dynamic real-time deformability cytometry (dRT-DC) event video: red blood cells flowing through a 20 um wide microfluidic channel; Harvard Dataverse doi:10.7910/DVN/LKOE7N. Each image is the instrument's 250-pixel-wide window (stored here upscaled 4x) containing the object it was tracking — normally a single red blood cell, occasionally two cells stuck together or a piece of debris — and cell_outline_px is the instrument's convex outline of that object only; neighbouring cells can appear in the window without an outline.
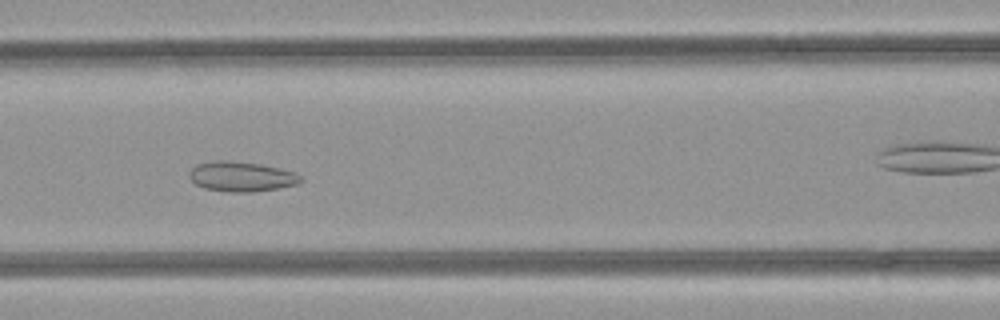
{"species": "common noctule bat (a hibernating species)", "species_latin": "Nyctalus noctula", "temperature_condition": "room temperature", "stored_images_in_passage": 51, "camera_frame_rate_fps": 3000, "um_per_image_px": 0.085, "animal": {"sex": "female", "body_mass_g": 21.9}, "frame": {"image": 1, "passage_image": 22, "time_ms": 7.0, "image_size_px": [1000, 320], "cell_outline_px": [[304, 180], [296, 184], [280, 188], [252, 192], [228, 192], [204, 188], [196, 184], [188, 176], [188, 172], [196, 164], [216, 160], [228, 160], [260, 164], [280, 168], [296, 172]], "centroid_in_image_um": [20.52, 15.0], "position_along_channel_um": 146.1, "area_um2": 19.59}}
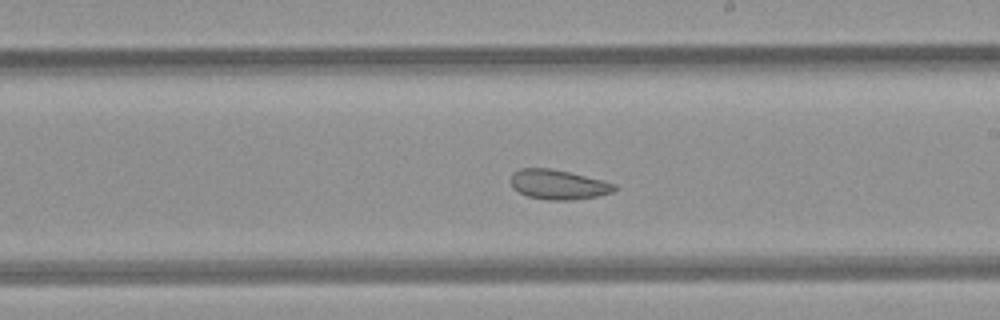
{"frame": {"image": 2, "passage_image": 29, "time_ms": 9.333, "image_size_px": [1000, 320], "cell_outline_px": [[616, 188], [612, 192], [596, 196], [572, 200], [548, 200], [528, 196], [512, 188], [512, 172], [520, 168], [552, 168], [572, 172], [604, 180], [616, 184]], "centroid_in_image_um": [47.46, 15.67], "position_along_channel_um": 241.5, "area_um2": 18.03}}
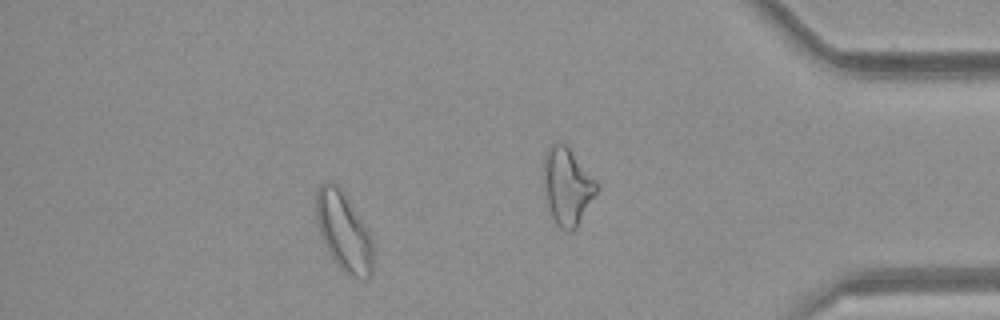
{"frame": {"image": 3, "passage_image": 45, "time_ms": 14.667, "image_size_px": [1000, 320], "cell_outline_px": [[372, 272], [368, 280], [364, 280], [348, 276], [340, 268], [328, 252], [320, 236], [316, 220], [316, 192], [320, 184], [324, 180], [328, 180], [336, 184], [344, 192], [368, 232], [372, 240]], "centroid_in_image_um": [29.18, 19.69], "position_along_channel_um": 406.0, "area_um2": 26.3}, "authors_computed_cell_mechanics": {"area_um2": 23.8136, "velocity_mm_per_s": 4.1038, "shape_relaxation_time_tau1_ms": null, "shape_relaxation_time_tau2_ms": 2.1932, "deformation_change_tau1": null, "deformation_change_tau2": 0.0851}}